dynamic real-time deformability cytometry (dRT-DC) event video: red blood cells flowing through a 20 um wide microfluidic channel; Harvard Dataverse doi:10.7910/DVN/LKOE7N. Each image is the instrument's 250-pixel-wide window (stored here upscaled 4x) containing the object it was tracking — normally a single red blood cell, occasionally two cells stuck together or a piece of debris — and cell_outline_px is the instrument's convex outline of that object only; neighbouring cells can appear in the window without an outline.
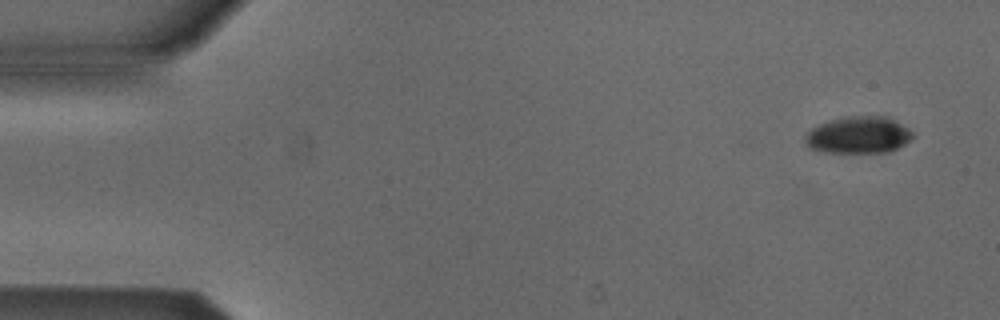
{"species": "Egyptian fruit bat (a non-hibernating species)", "species_latin": "Rousettus aegyptiacus", "temperature_condition": "cold", "stored_images_in_passage": 5, "camera_frame_rate_fps": 3000, "um_per_image_px": 0.085, "animal": {"sex": "male"}, "frame": {"image": 1, "passage_image": 1, "time_ms": 0.0, "image_size_px": [1000, 320], "cell_outline_px": [[912, 136], [904, 144], [888, 152], [824, 152], [808, 148], [804, 140], [808, 132], [812, 128], [820, 124], [832, 120], [852, 116], [884, 116], [908, 128], [912, 132]], "centroid_in_image_um": [72.93, 11.49], "position_along_channel_um": 12.1, "area_um2": 22.66}}
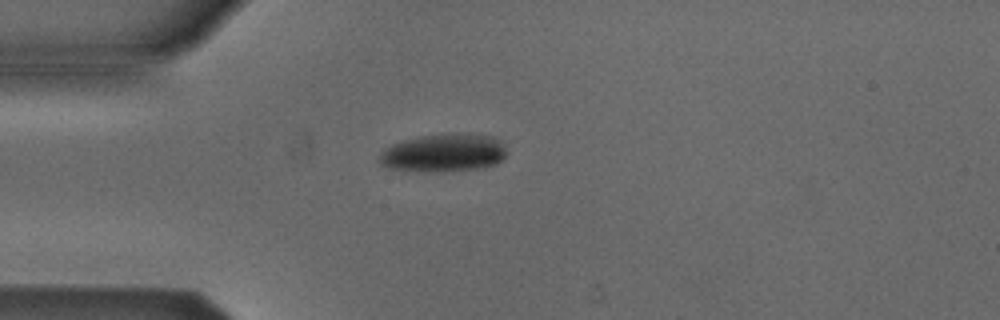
{"frame": {"image": 2, "passage_image": 4, "time_ms": 3.667, "image_size_px": [1000, 320], "cell_outline_px": [[504, 160], [496, 164], [476, 168], [388, 168], [380, 164], [380, 152], [392, 144], [404, 140], [420, 136], [452, 132], [492, 136], [500, 140], [504, 144]], "centroid_in_image_um": [37.76, 12.91], "position_along_channel_um": 47.2, "area_um2": 26.88}}